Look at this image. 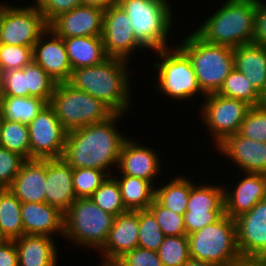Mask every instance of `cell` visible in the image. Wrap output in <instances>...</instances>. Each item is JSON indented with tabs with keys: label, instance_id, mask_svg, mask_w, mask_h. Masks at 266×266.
Listing matches in <instances>:
<instances>
[{
	"label": "cell",
	"instance_id": "f5cc1de1",
	"mask_svg": "<svg viewBox=\"0 0 266 266\" xmlns=\"http://www.w3.org/2000/svg\"><path fill=\"white\" fill-rule=\"evenodd\" d=\"M8 241V238L2 233L0 228V246Z\"/></svg>",
	"mask_w": 266,
	"mask_h": 266
},
{
	"label": "cell",
	"instance_id": "d590c367",
	"mask_svg": "<svg viewBox=\"0 0 266 266\" xmlns=\"http://www.w3.org/2000/svg\"><path fill=\"white\" fill-rule=\"evenodd\" d=\"M157 253L163 266H183L190 258L187 235L165 236Z\"/></svg>",
	"mask_w": 266,
	"mask_h": 266
},
{
	"label": "cell",
	"instance_id": "484cf974",
	"mask_svg": "<svg viewBox=\"0 0 266 266\" xmlns=\"http://www.w3.org/2000/svg\"><path fill=\"white\" fill-rule=\"evenodd\" d=\"M63 41L72 70L99 65L109 58L105 52L102 36H77L63 38Z\"/></svg>",
	"mask_w": 266,
	"mask_h": 266
},
{
	"label": "cell",
	"instance_id": "681fc988",
	"mask_svg": "<svg viewBox=\"0 0 266 266\" xmlns=\"http://www.w3.org/2000/svg\"><path fill=\"white\" fill-rule=\"evenodd\" d=\"M83 6H94L105 10L108 6L116 4L117 0H81Z\"/></svg>",
	"mask_w": 266,
	"mask_h": 266
},
{
	"label": "cell",
	"instance_id": "db71d44e",
	"mask_svg": "<svg viewBox=\"0 0 266 266\" xmlns=\"http://www.w3.org/2000/svg\"><path fill=\"white\" fill-rule=\"evenodd\" d=\"M35 1H36L35 2L36 5H30V6H34V7L40 8L46 2V0H35Z\"/></svg>",
	"mask_w": 266,
	"mask_h": 266
},
{
	"label": "cell",
	"instance_id": "4dcf8cb0",
	"mask_svg": "<svg viewBox=\"0 0 266 266\" xmlns=\"http://www.w3.org/2000/svg\"><path fill=\"white\" fill-rule=\"evenodd\" d=\"M222 186L212 184L193 185L190 190L186 211L191 212H225L224 191Z\"/></svg>",
	"mask_w": 266,
	"mask_h": 266
},
{
	"label": "cell",
	"instance_id": "4316f807",
	"mask_svg": "<svg viewBox=\"0 0 266 266\" xmlns=\"http://www.w3.org/2000/svg\"><path fill=\"white\" fill-rule=\"evenodd\" d=\"M116 181L126 210H146L152 204L155 188L150 181L128 175L117 176Z\"/></svg>",
	"mask_w": 266,
	"mask_h": 266
},
{
	"label": "cell",
	"instance_id": "f1b7e54d",
	"mask_svg": "<svg viewBox=\"0 0 266 266\" xmlns=\"http://www.w3.org/2000/svg\"><path fill=\"white\" fill-rule=\"evenodd\" d=\"M193 185L194 183L185 177H175L166 185L155 188V199L176 214L184 215Z\"/></svg>",
	"mask_w": 266,
	"mask_h": 266
},
{
	"label": "cell",
	"instance_id": "2e32d148",
	"mask_svg": "<svg viewBox=\"0 0 266 266\" xmlns=\"http://www.w3.org/2000/svg\"><path fill=\"white\" fill-rule=\"evenodd\" d=\"M49 40H45V36ZM44 39V40H43ZM33 61L40 65L56 83L68 82L72 67L70 65L63 38L49 28L33 46Z\"/></svg>",
	"mask_w": 266,
	"mask_h": 266
},
{
	"label": "cell",
	"instance_id": "83f0119b",
	"mask_svg": "<svg viewBox=\"0 0 266 266\" xmlns=\"http://www.w3.org/2000/svg\"><path fill=\"white\" fill-rule=\"evenodd\" d=\"M37 97L1 96L0 110L3 119L29 124L47 105Z\"/></svg>",
	"mask_w": 266,
	"mask_h": 266
},
{
	"label": "cell",
	"instance_id": "74e56055",
	"mask_svg": "<svg viewBox=\"0 0 266 266\" xmlns=\"http://www.w3.org/2000/svg\"><path fill=\"white\" fill-rule=\"evenodd\" d=\"M109 175L102 170L73 168V188L76 198H90Z\"/></svg>",
	"mask_w": 266,
	"mask_h": 266
},
{
	"label": "cell",
	"instance_id": "52a82bcc",
	"mask_svg": "<svg viewBox=\"0 0 266 266\" xmlns=\"http://www.w3.org/2000/svg\"><path fill=\"white\" fill-rule=\"evenodd\" d=\"M63 218L65 238L97 250L106 242L115 216L103 211L90 198H76Z\"/></svg>",
	"mask_w": 266,
	"mask_h": 266
},
{
	"label": "cell",
	"instance_id": "d6a6232c",
	"mask_svg": "<svg viewBox=\"0 0 266 266\" xmlns=\"http://www.w3.org/2000/svg\"><path fill=\"white\" fill-rule=\"evenodd\" d=\"M217 94L243 100L251 106H257L260 99V94L252 86L249 78L235 68L225 78Z\"/></svg>",
	"mask_w": 266,
	"mask_h": 266
},
{
	"label": "cell",
	"instance_id": "1f68e13d",
	"mask_svg": "<svg viewBox=\"0 0 266 266\" xmlns=\"http://www.w3.org/2000/svg\"><path fill=\"white\" fill-rule=\"evenodd\" d=\"M0 146L15 152L26 160L31 159L28 125L3 119L0 128Z\"/></svg>",
	"mask_w": 266,
	"mask_h": 266
},
{
	"label": "cell",
	"instance_id": "7a4b0ae2",
	"mask_svg": "<svg viewBox=\"0 0 266 266\" xmlns=\"http://www.w3.org/2000/svg\"><path fill=\"white\" fill-rule=\"evenodd\" d=\"M128 62L109 57L99 65L73 69L67 83L101 100L114 113H126L132 102Z\"/></svg>",
	"mask_w": 266,
	"mask_h": 266
},
{
	"label": "cell",
	"instance_id": "b9f144b4",
	"mask_svg": "<svg viewBox=\"0 0 266 266\" xmlns=\"http://www.w3.org/2000/svg\"><path fill=\"white\" fill-rule=\"evenodd\" d=\"M26 159L0 146V189L9 188Z\"/></svg>",
	"mask_w": 266,
	"mask_h": 266
},
{
	"label": "cell",
	"instance_id": "8fae6325",
	"mask_svg": "<svg viewBox=\"0 0 266 266\" xmlns=\"http://www.w3.org/2000/svg\"><path fill=\"white\" fill-rule=\"evenodd\" d=\"M204 99L202 118L217 146L226 137L239 132L241 123L252 106L243 100L227 98L217 93L206 95Z\"/></svg>",
	"mask_w": 266,
	"mask_h": 266
},
{
	"label": "cell",
	"instance_id": "f6af8a7d",
	"mask_svg": "<svg viewBox=\"0 0 266 266\" xmlns=\"http://www.w3.org/2000/svg\"><path fill=\"white\" fill-rule=\"evenodd\" d=\"M225 212H191L186 211L183 215L186 234L189 235L203 227L218 221Z\"/></svg>",
	"mask_w": 266,
	"mask_h": 266
},
{
	"label": "cell",
	"instance_id": "e575fe53",
	"mask_svg": "<svg viewBox=\"0 0 266 266\" xmlns=\"http://www.w3.org/2000/svg\"><path fill=\"white\" fill-rule=\"evenodd\" d=\"M24 75L29 96L40 98L49 104L56 82L34 61L24 67Z\"/></svg>",
	"mask_w": 266,
	"mask_h": 266
},
{
	"label": "cell",
	"instance_id": "8d00e7d4",
	"mask_svg": "<svg viewBox=\"0 0 266 266\" xmlns=\"http://www.w3.org/2000/svg\"><path fill=\"white\" fill-rule=\"evenodd\" d=\"M138 247L158 251L164 234L154 215L148 210H138Z\"/></svg>",
	"mask_w": 266,
	"mask_h": 266
},
{
	"label": "cell",
	"instance_id": "7bdbcfd3",
	"mask_svg": "<svg viewBox=\"0 0 266 266\" xmlns=\"http://www.w3.org/2000/svg\"><path fill=\"white\" fill-rule=\"evenodd\" d=\"M2 95L15 97H28L29 90L26 89V75L23 69H12L0 74Z\"/></svg>",
	"mask_w": 266,
	"mask_h": 266
},
{
	"label": "cell",
	"instance_id": "bcb514c9",
	"mask_svg": "<svg viewBox=\"0 0 266 266\" xmlns=\"http://www.w3.org/2000/svg\"><path fill=\"white\" fill-rule=\"evenodd\" d=\"M81 0H46L40 7L45 22L49 25L60 14L81 6Z\"/></svg>",
	"mask_w": 266,
	"mask_h": 266
},
{
	"label": "cell",
	"instance_id": "7dc6e473",
	"mask_svg": "<svg viewBox=\"0 0 266 266\" xmlns=\"http://www.w3.org/2000/svg\"><path fill=\"white\" fill-rule=\"evenodd\" d=\"M254 43L266 46V3L257 0L256 31Z\"/></svg>",
	"mask_w": 266,
	"mask_h": 266
},
{
	"label": "cell",
	"instance_id": "11a10c76",
	"mask_svg": "<svg viewBox=\"0 0 266 266\" xmlns=\"http://www.w3.org/2000/svg\"><path fill=\"white\" fill-rule=\"evenodd\" d=\"M2 121H3V117H2L1 110H0V128H1Z\"/></svg>",
	"mask_w": 266,
	"mask_h": 266
},
{
	"label": "cell",
	"instance_id": "816d5d0a",
	"mask_svg": "<svg viewBox=\"0 0 266 266\" xmlns=\"http://www.w3.org/2000/svg\"><path fill=\"white\" fill-rule=\"evenodd\" d=\"M260 109L266 111V87L260 93V99L257 105Z\"/></svg>",
	"mask_w": 266,
	"mask_h": 266
},
{
	"label": "cell",
	"instance_id": "c3c4849f",
	"mask_svg": "<svg viewBox=\"0 0 266 266\" xmlns=\"http://www.w3.org/2000/svg\"><path fill=\"white\" fill-rule=\"evenodd\" d=\"M0 266H19L18 253L13 240L0 246Z\"/></svg>",
	"mask_w": 266,
	"mask_h": 266
},
{
	"label": "cell",
	"instance_id": "6f0895ef",
	"mask_svg": "<svg viewBox=\"0 0 266 266\" xmlns=\"http://www.w3.org/2000/svg\"><path fill=\"white\" fill-rule=\"evenodd\" d=\"M1 96H2V92H1V84H0V103H1Z\"/></svg>",
	"mask_w": 266,
	"mask_h": 266
},
{
	"label": "cell",
	"instance_id": "ee69618b",
	"mask_svg": "<svg viewBox=\"0 0 266 266\" xmlns=\"http://www.w3.org/2000/svg\"><path fill=\"white\" fill-rule=\"evenodd\" d=\"M114 266H163L158 253L153 250L135 248L127 251L114 263Z\"/></svg>",
	"mask_w": 266,
	"mask_h": 266
},
{
	"label": "cell",
	"instance_id": "30bf717a",
	"mask_svg": "<svg viewBox=\"0 0 266 266\" xmlns=\"http://www.w3.org/2000/svg\"><path fill=\"white\" fill-rule=\"evenodd\" d=\"M47 29L40 8L0 5V43L33 47Z\"/></svg>",
	"mask_w": 266,
	"mask_h": 266
},
{
	"label": "cell",
	"instance_id": "ab89813d",
	"mask_svg": "<svg viewBox=\"0 0 266 266\" xmlns=\"http://www.w3.org/2000/svg\"><path fill=\"white\" fill-rule=\"evenodd\" d=\"M33 61V47L0 43V74L12 69H23Z\"/></svg>",
	"mask_w": 266,
	"mask_h": 266
},
{
	"label": "cell",
	"instance_id": "44dd1931",
	"mask_svg": "<svg viewBox=\"0 0 266 266\" xmlns=\"http://www.w3.org/2000/svg\"><path fill=\"white\" fill-rule=\"evenodd\" d=\"M47 159L26 160L8 188L21 203L45 202Z\"/></svg>",
	"mask_w": 266,
	"mask_h": 266
},
{
	"label": "cell",
	"instance_id": "277c9868",
	"mask_svg": "<svg viewBox=\"0 0 266 266\" xmlns=\"http://www.w3.org/2000/svg\"><path fill=\"white\" fill-rule=\"evenodd\" d=\"M178 46L190 59L204 96L214 94L234 68L233 48L204 42L194 32Z\"/></svg>",
	"mask_w": 266,
	"mask_h": 266
},
{
	"label": "cell",
	"instance_id": "ba28073f",
	"mask_svg": "<svg viewBox=\"0 0 266 266\" xmlns=\"http://www.w3.org/2000/svg\"><path fill=\"white\" fill-rule=\"evenodd\" d=\"M49 104L67 132L102 122L114 113L101 100L73 88L67 82L56 83Z\"/></svg>",
	"mask_w": 266,
	"mask_h": 266
},
{
	"label": "cell",
	"instance_id": "ffe728a7",
	"mask_svg": "<svg viewBox=\"0 0 266 266\" xmlns=\"http://www.w3.org/2000/svg\"><path fill=\"white\" fill-rule=\"evenodd\" d=\"M244 174L245 178L238 182L232 192L224 190L225 214L234 220L249 212L259 201L266 199V174Z\"/></svg>",
	"mask_w": 266,
	"mask_h": 266
},
{
	"label": "cell",
	"instance_id": "5bb4252c",
	"mask_svg": "<svg viewBox=\"0 0 266 266\" xmlns=\"http://www.w3.org/2000/svg\"><path fill=\"white\" fill-rule=\"evenodd\" d=\"M102 40L108 57L126 61L134 50L144 48L134 35L127 13L117 3L104 10Z\"/></svg>",
	"mask_w": 266,
	"mask_h": 266
},
{
	"label": "cell",
	"instance_id": "f546056e",
	"mask_svg": "<svg viewBox=\"0 0 266 266\" xmlns=\"http://www.w3.org/2000/svg\"><path fill=\"white\" fill-rule=\"evenodd\" d=\"M22 203L8 189H0V228L8 240L24 235L21 220Z\"/></svg>",
	"mask_w": 266,
	"mask_h": 266
},
{
	"label": "cell",
	"instance_id": "60d3db41",
	"mask_svg": "<svg viewBox=\"0 0 266 266\" xmlns=\"http://www.w3.org/2000/svg\"><path fill=\"white\" fill-rule=\"evenodd\" d=\"M238 133L245 138L266 143V111L252 106Z\"/></svg>",
	"mask_w": 266,
	"mask_h": 266
},
{
	"label": "cell",
	"instance_id": "9a60e30c",
	"mask_svg": "<svg viewBox=\"0 0 266 266\" xmlns=\"http://www.w3.org/2000/svg\"><path fill=\"white\" fill-rule=\"evenodd\" d=\"M104 10L94 6H78L60 14L48 28L58 37L102 36Z\"/></svg>",
	"mask_w": 266,
	"mask_h": 266
},
{
	"label": "cell",
	"instance_id": "603a6c76",
	"mask_svg": "<svg viewBox=\"0 0 266 266\" xmlns=\"http://www.w3.org/2000/svg\"><path fill=\"white\" fill-rule=\"evenodd\" d=\"M64 213L45 202L22 203L21 220L24 235L51 237L54 233L64 235Z\"/></svg>",
	"mask_w": 266,
	"mask_h": 266
},
{
	"label": "cell",
	"instance_id": "7c38bea8",
	"mask_svg": "<svg viewBox=\"0 0 266 266\" xmlns=\"http://www.w3.org/2000/svg\"><path fill=\"white\" fill-rule=\"evenodd\" d=\"M237 247L248 266H266V199L235 219Z\"/></svg>",
	"mask_w": 266,
	"mask_h": 266
},
{
	"label": "cell",
	"instance_id": "5b68a950",
	"mask_svg": "<svg viewBox=\"0 0 266 266\" xmlns=\"http://www.w3.org/2000/svg\"><path fill=\"white\" fill-rule=\"evenodd\" d=\"M187 238L190 257L220 266H248L237 247L236 221L226 214Z\"/></svg>",
	"mask_w": 266,
	"mask_h": 266
},
{
	"label": "cell",
	"instance_id": "d6986e66",
	"mask_svg": "<svg viewBox=\"0 0 266 266\" xmlns=\"http://www.w3.org/2000/svg\"><path fill=\"white\" fill-rule=\"evenodd\" d=\"M45 203L65 212L75 201L73 168L62 158H47Z\"/></svg>",
	"mask_w": 266,
	"mask_h": 266
},
{
	"label": "cell",
	"instance_id": "9f6ffc18",
	"mask_svg": "<svg viewBox=\"0 0 266 266\" xmlns=\"http://www.w3.org/2000/svg\"><path fill=\"white\" fill-rule=\"evenodd\" d=\"M100 266H114L113 264H101Z\"/></svg>",
	"mask_w": 266,
	"mask_h": 266
},
{
	"label": "cell",
	"instance_id": "d4e9b609",
	"mask_svg": "<svg viewBox=\"0 0 266 266\" xmlns=\"http://www.w3.org/2000/svg\"><path fill=\"white\" fill-rule=\"evenodd\" d=\"M234 68L249 78L260 94L266 87V46L256 43L233 48Z\"/></svg>",
	"mask_w": 266,
	"mask_h": 266
},
{
	"label": "cell",
	"instance_id": "f907efd6",
	"mask_svg": "<svg viewBox=\"0 0 266 266\" xmlns=\"http://www.w3.org/2000/svg\"><path fill=\"white\" fill-rule=\"evenodd\" d=\"M183 266H220L207 261H202L193 257H190Z\"/></svg>",
	"mask_w": 266,
	"mask_h": 266
},
{
	"label": "cell",
	"instance_id": "9c48e42d",
	"mask_svg": "<svg viewBox=\"0 0 266 266\" xmlns=\"http://www.w3.org/2000/svg\"><path fill=\"white\" fill-rule=\"evenodd\" d=\"M169 48L156 51L162 59L154 65L159 71L158 91L177 100L189 99L197 93L203 96L188 56L178 46Z\"/></svg>",
	"mask_w": 266,
	"mask_h": 266
},
{
	"label": "cell",
	"instance_id": "cb8c5ba5",
	"mask_svg": "<svg viewBox=\"0 0 266 266\" xmlns=\"http://www.w3.org/2000/svg\"><path fill=\"white\" fill-rule=\"evenodd\" d=\"M19 266H56L58 249L52 237L22 235L13 240Z\"/></svg>",
	"mask_w": 266,
	"mask_h": 266
},
{
	"label": "cell",
	"instance_id": "836d02e7",
	"mask_svg": "<svg viewBox=\"0 0 266 266\" xmlns=\"http://www.w3.org/2000/svg\"><path fill=\"white\" fill-rule=\"evenodd\" d=\"M112 176L107 177L90 199L103 211L116 217L127 210L122 200L119 184Z\"/></svg>",
	"mask_w": 266,
	"mask_h": 266
},
{
	"label": "cell",
	"instance_id": "7402d4cb",
	"mask_svg": "<svg viewBox=\"0 0 266 266\" xmlns=\"http://www.w3.org/2000/svg\"><path fill=\"white\" fill-rule=\"evenodd\" d=\"M127 138L121 148L117 168L122 175L141 178L151 183L160 173V158L152 148L141 146Z\"/></svg>",
	"mask_w": 266,
	"mask_h": 266
},
{
	"label": "cell",
	"instance_id": "4fadbf2b",
	"mask_svg": "<svg viewBox=\"0 0 266 266\" xmlns=\"http://www.w3.org/2000/svg\"><path fill=\"white\" fill-rule=\"evenodd\" d=\"M31 159L63 156L67 131L61 125L54 108L47 104L28 124Z\"/></svg>",
	"mask_w": 266,
	"mask_h": 266
},
{
	"label": "cell",
	"instance_id": "6da1fadb",
	"mask_svg": "<svg viewBox=\"0 0 266 266\" xmlns=\"http://www.w3.org/2000/svg\"><path fill=\"white\" fill-rule=\"evenodd\" d=\"M121 115L124 114L113 113L102 122L68 131L62 158L72 168L98 169L112 175L111 166L118 165L121 148L127 139L115 124L123 118Z\"/></svg>",
	"mask_w": 266,
	"mask_h": 266
},
{
	"label": "cell",
	"instance_id": "3957f363",
	"mask_svg": "<svg viewBox=\"0 0 266 266\" xmlns=\"http://www.w3.org/2000/svg\"><path fill=\"white\" fill-rule=\"evenodd\" d=\"M257 0H227L193 31L204 42L238 47L254 43Z\"/></svg>",
	"mask_w": 266,
	"mask_h": 266
},
{
	"label": "cell",
	"instance_id": "ac0fdd59",
	"mask_svg": "<svg viewBox=\"0 0 266 266\" xmlns=\"http://www.w3.org/2000/svg\"><path fill=\"white\" fill-rule=\"evenodd\" d=\"M138 210H127L116 216L106 242L99 249L103 264H113L127 251L138 247Z\"/></svg>",
	"mask_w": 266,
	"mask_h": 266
},
{
	"label": "cell",
	"instance_id": "8992f818",
	"mask_svg": "<svg viewBox=\"0 0 266 266\" xmlns=\"http://www.w3.org/2000/svg\"><path fill=\"white\" fill-rule=\"evenodd\" d=\"M168 0H117L127 13L137 41L144 49L158 51L168 48L167 35L172 26Z\"/></svg>",
	"mask_w": 266,
	"mask_h": 266
},
{
	"label": "cell",
	"instance_id": "e0dca14e",
	"mask_svg": "<svg viewBox=\"0 0 266 266\" xmlns=\"http://www.w3.org/2000/svg\"><path fill=\"white\" fill-rule=\"evenodd\" d=\"M220 153L244 171L266 174V143L245 138L239 133L226 137L215 146Z\"/></svg>",
	"mask_w": 266,
	"mask_h": 266
},
{
	"label": "cell",
	"instance_id": "f35d334b",
	"mask_svg": "<svg viewBox=\"0 0 266 266\" xmlns=\"http://www.w3.org/2000/svg\"><path fill=\"white\" fill-rule=\"evenodd\" d=\"M148 210L154 215L164 236L187 235L183 215L176 214L162 206L155 198Z\"/></svg>",
	"mask_w": 266,
	"mask_h": 266
}]
</instances>
